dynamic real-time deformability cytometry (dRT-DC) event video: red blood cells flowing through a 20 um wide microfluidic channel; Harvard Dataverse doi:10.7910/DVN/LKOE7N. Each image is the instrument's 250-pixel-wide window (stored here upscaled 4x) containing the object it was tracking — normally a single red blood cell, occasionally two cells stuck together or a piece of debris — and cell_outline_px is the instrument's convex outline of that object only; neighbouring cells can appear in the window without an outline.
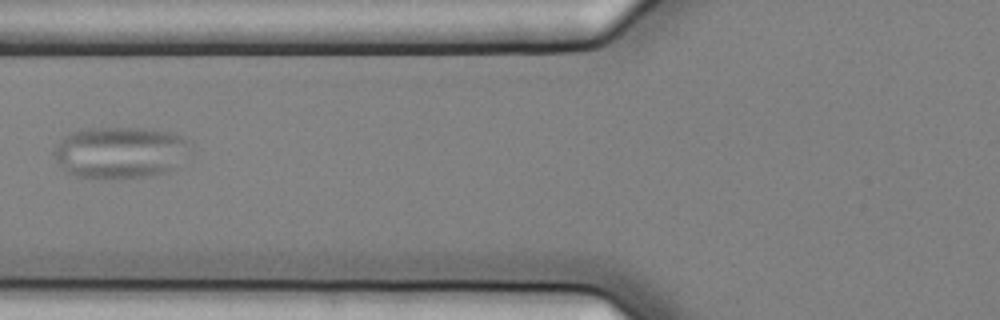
{"species": "common noctule bat (a hibernating species)", "species_latin": "Nyctalus noctula", "temperature_condition": "cold", "stored_images_in_passage": 7, "camera_frame_rate_fps": 3000, "um_per_image_px": 0.085, "animal": {"sex": "female", "body_mass_g": 25.1}, "frame": {"image": 1, "passage_image": 7, "time_ms": 2.0, "image_size_px": [1000, 320], "cell_outline_px": [[192, 152], [176, 168], [164, 172], [148, 176], [76, 176], [60, 168], [52, 152], [64, 136], [72, 132], [84, 128], [140, 128], [172, 132], [184, 136], [192, 144]], "centroid_in_image_um": [10.29, 12.92], "position_along_channel_um": 115.5, "area_um2": 40.98}}